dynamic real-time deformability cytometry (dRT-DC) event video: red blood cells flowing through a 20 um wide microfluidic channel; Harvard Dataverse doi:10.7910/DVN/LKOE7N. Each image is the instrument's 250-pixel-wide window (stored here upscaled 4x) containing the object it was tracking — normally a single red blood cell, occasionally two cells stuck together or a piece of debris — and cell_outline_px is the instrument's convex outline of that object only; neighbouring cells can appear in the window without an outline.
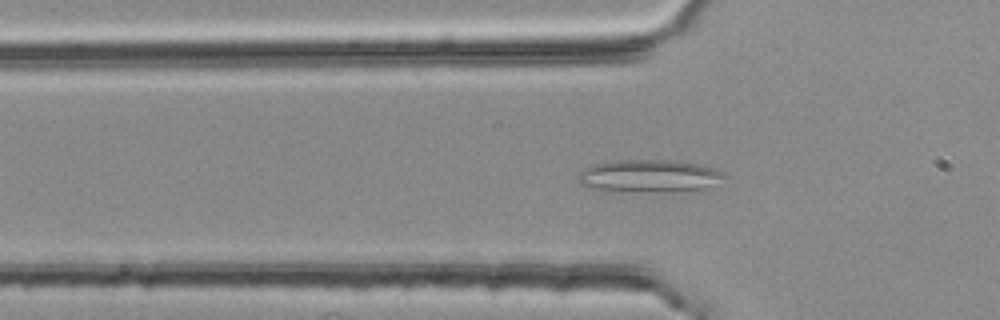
{"species": "common noctule bat (a hibernating species)", "species_latin": "Nyctalus noctula", "temperature_condition": "room temperature", "stored_images_in_passage": 53, "camera_frame_rate_fps": 3000, "um_per_image_px": 0.085, "animal": {"sex": "female", "body_mass_g": 25.1}, "frame": {"image": 1, "passage_image": 17, "time_ms": 5.333, "image_size_px": [1000, 320], "cell_outline_px": [[728, 176], [704, 188], [664, 192], [640, 192], [588, 188], [580, 184], [576, 180], [580, 172], [584, 168], [592, 164], [616, 160], [668, 160], [696, 164], [716, 168]], "centroid_in_image_um": [55.12, 14.96], "position_along_channel_um": 70.7, "area_um2": 27.69}}
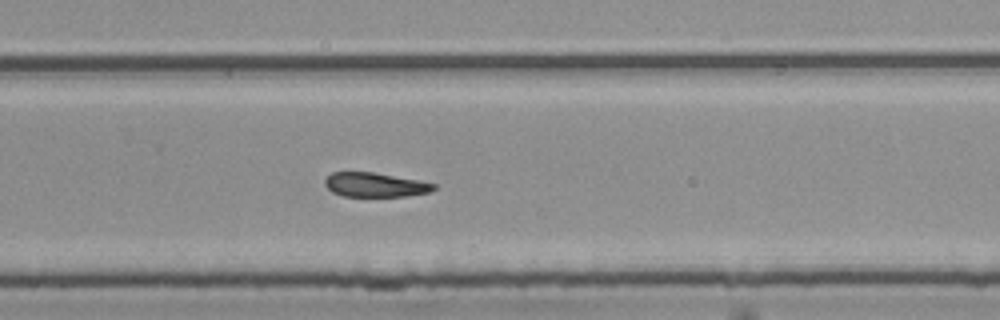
{"frame": {"image": 2, "passage_image": 35, "time_ms": 11.333, "image_size_px": [1000, 320], "cell_outline_px": [[436, 188], [428, 192], [404, 196], [344, 196], [332, 192], [324, 184], [324, 180], [332, 172], [372, 172], [420, 180], [436, 184]], "centroid_in_image_um": [31.87, 15.7], "position_along_channel_um": 297.9, "area_um2": 15.32}}
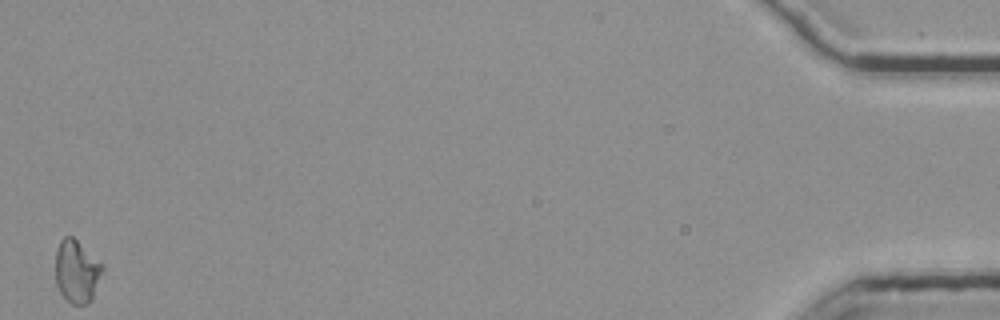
{"frame": {"image": 3, "passage_image": 53, "time_ms": 17.333, "image_size_px": [1000, 320], "cell_outline_px": [[104, 268], [92, 300], [88, 304], [72, 304], [60, 292], [56, 284], [56, 248], [60, 240], [64, 236], [72, 236]], "centroid_in_image_um": [6.5, 23.09], "position_along_channel_um": 428.7, "area_um2": 16.82}, "authors_computed_cell_mechanics": {"area_um2": 16.9932, "velocity_mm_per_s": 3.7814, "shape_relaxation_time_tau1_ms": 8.2422, "shape_relaxation_time_tau2_ms": 2.2287, "deformation_change_tau1": 0.1358, "deformation_change_tau2": 0.096}}